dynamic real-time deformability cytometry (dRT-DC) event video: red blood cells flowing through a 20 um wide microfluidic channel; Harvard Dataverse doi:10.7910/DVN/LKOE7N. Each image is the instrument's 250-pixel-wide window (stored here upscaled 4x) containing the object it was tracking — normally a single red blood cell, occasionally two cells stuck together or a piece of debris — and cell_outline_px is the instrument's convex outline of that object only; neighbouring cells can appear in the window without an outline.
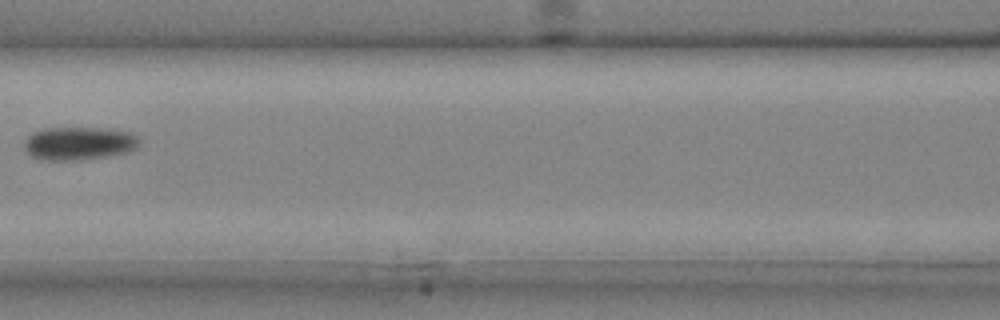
{"species": "common noctule bat (a hibernating species)", "species_latin": "Nyctalus noctula", "temperature_condition": "cold", "stored_images_in_passage": 4, "camera_frame_rate_fps": 3000, "um_per_image_px": 0.085, "animal": {"sex": "male", "body_mass_g": 20.4}, "frame": {"image": 1, "passage_image": 4, "time_ms": 1.0, "image_size_px": [1000, 320], "cell_outline_px": [[140, 144], [136, 148], [128, 152], [108, 156], [80, 160], [40, 160], [32, 156], [24, 148], [24, 140], [28, 136], [44, 128], [112, 128], [132, 132], [140, 136]], "centroid_in_image_um": [6.77, 12.18], "position_along_channel_um": 159.8, "area_um2": 22.6}}